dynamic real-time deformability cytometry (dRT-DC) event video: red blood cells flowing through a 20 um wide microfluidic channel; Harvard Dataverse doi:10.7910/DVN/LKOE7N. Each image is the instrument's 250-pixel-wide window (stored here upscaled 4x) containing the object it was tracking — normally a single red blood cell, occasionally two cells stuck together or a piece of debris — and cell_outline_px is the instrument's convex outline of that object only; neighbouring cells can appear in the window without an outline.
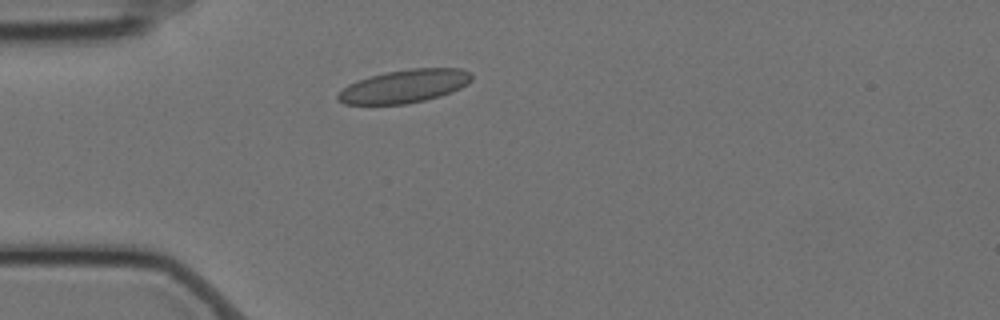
{"species": "Egyptian fruit bat (a non-hibernating species)", "species_latin": "Rousettus aegyptiacus", "temperature_condition": "cold", "stored_images_in_passage": 10, "camera_frame_rate_fps": 3000, "um_per_image_px": 0.085, "animal": {"sex": "female"}, "frame": {"image": 1, "passage_image": 9, "time_ms": 2.667, "image_size_px": [1000, 320], "cell_outline_px": [[472, 80], [468, 84], [452, 92], [440, 96], [424, 100], [404, 104], [344, 104], [336, 100], [336, 96], [348, 84], [372, 76], [388, 72], [412, 68], [460, 68], [468, 72], [472, 76]], "centroid_in_image_um": [34.39, 7.33], "position_along_channel_um": 50.6, "area_um2": 25.61}}